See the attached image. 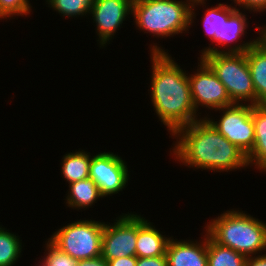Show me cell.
Instances as JSON below:
<instances>
[{"label":"cell","instance_id":"7a4b0ae2","mask_svg":"<svg viewBox=\"0 0 266 266\" xmlns=\"http://www.w3.org/2000/svg\"><path fill=\"white\" fill-rule=\"evenodd\" d=\"M170 154L195 169L230 172L249 166L247 155L220 134L204 117L179 129Z\"/></svg>","mask_w":266,"mask_h":266},{"label":"cell","instance_id":"52a82bcc","mask_svg":"<svg viewBox=\"0 0 266 266\" xmlns=\"http://www.w3.org/2000/svg\"><path fill=\"white\" fill-rule=\"evenodd\" d=\"M252 107L249 104H237L226 106L215 111H222L218 121L204 116L212 126L232 144L238 146L247 155L255 143L254 122Z\"/></svg>","mask_w":266,"mask_h":266},{"label":"cell","instance_id":"9a60e30c","mask_svg":"<svg viewBox=\"0 0 266 266\" xmlns=\"http://www.w3.org/2000/svg\"><path fill=\"white\" fill-rule=\"evenodd\" d=\"M256 94V105H266V44L259 39L246 51Z\"/></svg>","mask_w":266,"mask_h":266},{"label":"cell","instance_id":"6da1fadb","mask_svg":"<svg viewBox=\"0 0 266 266\" xmlns=\"http://www.w3.org/2000/svg\"><path fill=\"white\" fill-rule=\"evenodd\" d=\"M150 54L151 102L172 137L179 129L201 119L198 117L201 113L194 108L186 70L156 43L150 46Z\"/></svg>","mask_w":266,"mask_h":266},{"label":"cell","instance_id":"484cf974","mask_svg":"<svg viewBox=\"0 0 266 266\" xmlns=\"http://www.w3.org/2000/svg\"><path fill=\"white\" fill-rule=\"evenodd\" d=\"M136 266H167V258L166 256L145 257V258L137 257Z\"/></svg>","mask_w":266,"mask_h":266},{"label":"cell","instance_id":"3957f363","mask_svg":"<svg viewBox=\"0 0 266 266\" xmlns=\"http://www.w3.org/2000/svg\"><path fill=\"white\" fill-rule=\"evenodd\" d=\"M206 1L133 0L132 17L137 29L144 33H150L158 39L173 37L189 31L196 19L195 7L205 6Z\"/></svg>","mask_w":266,"mask_h":266},{"label":"cell","instance_id":"ac0fdd59","mask_svg":"<svg viewBox=\"0 0 266 266\" xmlns=\"http://www.w3.org/2000/svg\"><path fill=\"white\" fill-rule=\"evenodd\" d=\"M91 158L90 152L80 149L65 154L61 162L62 178H64L68 184L89 178Z\"/></svg>","mask_w":266,"mask_h":266},{"label":"cell","instance_id":"7c38bea8","mask_svg":"<svg viewBox=\"0 0 266 266\" xmlns=\"http://www.w3.org/2000/svg\"><path fill=\"white\" fill-rule=\"evenodd\" d=\"M132 4L133 0H94L90 15L97 26L100 48L110 43L123 21L132 15Z\"/></svg>","mask_w":266,"mask_h":266},{"label":"cell","instance_id":"4316f807","mask_svg":"<svg viewBox=\"0 0 266 266\" xmlns=\"http://www.w3.org/2000/svg\"><path fill=\"white\" fill-rule=\"evenodd\" d=\"M109 266H136L137 256H128L116 258L113 260H108Z\"/></svg>","mask_w":266,"mask_h":266},{"label":"cell","instance_id":"7402d4cb","mask_svg":"<svg viewBox=\"0 0 266 266\" xmlns=\"http://www.w3.org/2000/svg\"><path fill=\"white\" fill-rule=\"evenodd\" d=\"M201 23H203L205 33L207 36L209 35L212 43L221 47L222 4L219 3L217 6L207 8Z\"/></svg>","mask_w":266,"mask_h":266},{"label":"cell","instance_id":"d6986e66","mask_svg":"<svg viewBox=\"0 0 266 266\" xmlns=\"http://www.w3.org/2000/svg\"><path fill=\"white\" fill-rule=\"evenodd\" d=\"M208 266H246V257L222 246L207 235Z\"/></svg>","mask_w":266,"mask_h":266},{"label":"cell","instance_id":"8992f818","mask_svg":"<svg viewBox=\"0 0 266 266\" xmlns=\"http://www.w3.org/2000/svg\"><path fill=\"white\" fill-rule=\"evenodd\" d=\"M105 222L78 220L57 229L48 238L62 252L75 260L101 256Z\"/></svg>","mask_w":266,"mask_h":266},{"label":"cell","instance_id":"9c48e42d","mask_svg":"<svg viewBox=\"0 0 266 266\" xmlns=\"http://www.w3.org/2000/svg\"><path fill=\"white\" fill-rule=\"evenodd\" d=\"M114 221L104 225L101 256L107 261L136 256L137 213H122Z\"/></svg>","mask_w":266,"mask_h":266},{"label":"cell","instance_id":"8fae6325","mask_svg":"<svg viewBox=\"0 0 266 266\" xmlns=\"http://www.w3.org/2000/svg\"><path fill=\"white\" fill-rule=\"evenodd\" d=\"M231 5L233 4L222 3L221 46L225 47L220 50L217 47L215 48V45H213L214 47H206L201 50L200 57L198 58L212 53H244L260 39V37H257L246 42L241 40L240 42L242 43L238 41L241 37H244L249 22L246 15L238 7ZM232 43L234 45H231Z\"/></svg>","mask_w":266,"mask_h":266},{"label":"cell","instance_id":"2e32d148","mask_svg":"<svg viewBox=\"0 0 266 266\" xmlns=\"http://www.w3.org/2000/svg\"><path fill=\"white\" fill-rule=\"evenodd\" d=\"M255 143L247 154L248 163L261 172H266V105H253Z\"/></svg>","mask_w":266,"mask_h":266},{"label":"cell","instance_id":"e0dca14e","mask_svg":"<svg viewBox=\"0 0 266 266\" xmlns=\"http://www.w3.org/2000/svg\"><path fill=\"white\" fill-rule=\"evenodd\" d=\"M68 195L66 196V204L72 209L91 208L97 199L103 198L100 193L99 187L92 178L79 180L69 184Z\"/></svg>","mask_w":266,"mask_h":266},{"label":"cell","instance_id":"cb8c5ba5","mask_svg":"<svg viewBox=\"0 0 266 266\" xmlns=\"http://www.w3.org/2000/svg\"><path fill=\"white\" fill-rule=\"evenodd\" d=\"M30 0H0V20L26 16L31 12ZM8 17V18H7Z\"/></svg>","mask_w":266,"mask_h":266},{"label":"cell","instance_id":"f1b7e54d","mask_svg":"<svg viewBox=\"0 0 266 266\" xmlns=\"http://www.w3.org/2000/svg\"><path fill=\"white\" fill-rule=\"evenodd\" d=\"M246 266H266V254L247 257Z\"/></svg>","mask_w":266,"mask_h":266},{"label":"cell","instance_id":"5bb4252c","mask_svg":"<svg viewBox=\"0 0 266 266\" xmlns=\"http://www.w3.org/2000/svg\"><path fill=\"white\" fill-rule=\"evenodd\" d=\"M149 220L137 214L136 256L140 258L166 256L171 237L162 235Z\"/></svg>","mask_w":266,"mask_h":266},{"label":"cell","instance_id":"83f0119b","mask_svg":"<svg viewBox=\"0 0 266 266\" xmlns=\"http://www.w3.org/2000/svg\"><path fill=\"white\" fill-rule=\"evenodd\" d=\"M77 266H109V264L102 256H98L90 259L77 260Z\"/></svg>","mask_w":266,"mask_h":266},{"label":"cell","instance_id":"ffe728a7","mask_svg":"<svg viewBox=\"0 0 266 266\" xmlns=\"http://www.w3.org/2000/svg\"><path fill=\"white\" fill-rule=\"evenodd\" d=\"M22 240L0 225V266H13L22 253Z\"/></svg>","mask_w":266,"mask_h":266},{"label":"cell","instance_id":"44dd1931","mask_svg":"<svg viewBox=\"0 0 266 266\" xmlns=\"http://www.w3.org/2000/svg\"><path fill=\"white\" fill-rule=\"evenodd\" d=\"M46 2L48 7L61 13V16L76 18L90 15L94 0H46Z\"/></svg>","mask_w":266,"mask_h":266},{"label":"cell","instance_id":"30bf717a","mask_svg":"<svg viewBox=\"0 0 266 266\" xmlns=\"http://www.w3.org/2000/svg\"><path fill=\"white\" fill-rule=\"evenodd\" d=\"M127 162L113 152H100L91 158L89 178L99 187L103 197L112 196L126 188L129 180Z\"/></svg>","mask_w":266,"mask_h":266},{"label":"cell","instance_id":"277c9868","mask_svg":"<svg viewBox=\"0 0 266 266\" xmlns=\"http://www.w3.org/2000/svg\"><path fill=\"white\" fill-rule=\"evenodd\" d=\"M243 212L232 209L221 213L204 226L205 232L216 243L246 258L261 255L266 251V223Z\"/></svg>","mask_w":266,"mask_h":266},{"label":"cell","instance_id":"4fadbf2b","mask_svg":"<svg viewBox=\"0 0 266 266\" xmlns=\"http://www.w3.org/2000/svg\"><path fill=\"white\" fill-rule=\"evenodd\" d=\"M202 240H178L173 236L166 248L167 266H208L207 233Z\"/></svg>","mask_w":266,"mask_h":266},{"label":"cell","instance_id":"603a6c76","mask_svg":"<svg viewBox=\"0 0 266 266\" xmlns=\"http://www.w3.org/2000/svg\"><path fill=\"white\" fill-rule=\"evenodd\" d=\"M46 241V254L43 259L38 262V266H77V260L62 252L49 239Z\"/></svg>","mask_w":266,"mask_h":266},{"label":"cell","instance_id":"5b68a950","mask_svg":"<svg viewBox=\"0 0 266 266\" xmlns=\"http://www.w3.org/2000/svg\"><path fill=\"white\" fill-rule=\"evenodd\" d=\"M201 59L223 83L233 103L256 105L246 52L205 54Z\"/></svg>","mask_w":266,"mask_h":266},{"label":"cell","instance_id":"ba28073f","mask_svg":"<svg viewBox=\"0 0 266 266\" xmlns=\"http://www.w3.org/2000/svg\"><path fill=\"white\" fill-rule=\"evenodd\" d=\"M196 72L188 75L192 101L196 112L200 107L209 110H219L220 108L233 105L225 86L214 74L211 68L200 58H198Z\"/></svg>","mask_w":266,"mask_h":266},{"label":"cell","instance_id":"f546056e","mask_svg":"<svg viewBox=\"0 0 266 266\" xmlns=\"http://www.w3.org/2000/svg\"><path fill=\"white\" fill-rule=\"evenodd\" d=\"M255 28V30L259 32L260 39L266 44V25H262L261 27H258L257 25Z\"/></svg>","mask_w":266,"mask_h":266},{"label":"cell","instance_id":"d4e9b609","mask_svg":"<svg viewBox=\"0 0 266 266\" xmlns=\"http://www.w3.org/2000/svg\"><path fill=\"white\" fill-rule=\"evenodd\" d=\"M234 2L235 6H240L243 10H248L250 12H260L266 11V0H231Z\"/></svg>","mask_w":266,"mask_h":266}]
</instances>
